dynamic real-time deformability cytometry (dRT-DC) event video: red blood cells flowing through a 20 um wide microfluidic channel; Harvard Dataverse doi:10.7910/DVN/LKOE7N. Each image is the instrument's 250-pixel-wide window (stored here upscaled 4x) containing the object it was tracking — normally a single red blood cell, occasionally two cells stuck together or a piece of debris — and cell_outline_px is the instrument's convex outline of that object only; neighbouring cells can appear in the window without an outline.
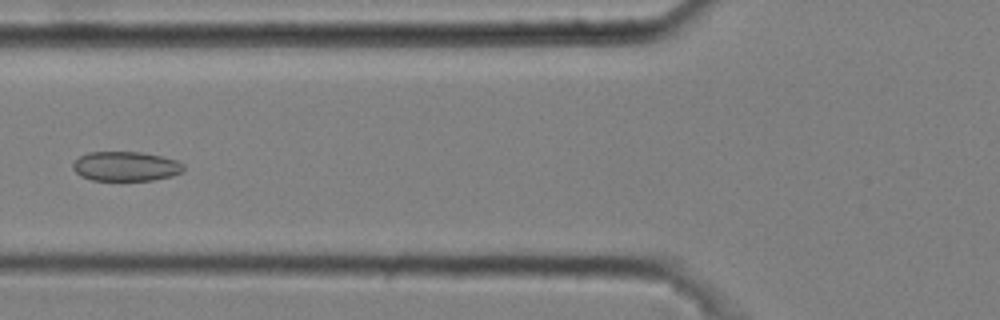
{"species": "common noctule bat (a hibernating species)", "species_latin": "Nyctalus noctula", "temperature_condition": "cold", "stored_images_in_passage": 6, "camera_frame_rate_fps": 3000, "um_per_image_px": 0.085, "animal": {"sex": "male", "body_mass_g": 20.4}, "frame": {"image": 1, "passage_image": 6, "time_ms": 1.667, "image_size_px": [1000, 320], "cell_outline_px": [[184, 172], [172, 176], [152, 180], [92, 180], [80, 176], [72, 168], [72, 164], [80, 156], [88, 152], [140, 152], [160, 156], [176, 160], [184, 164]], "centroid_in_image_um": [10.7, 14.14], "position_along_channel_um": 115.1, "area_um2": 19.07}}